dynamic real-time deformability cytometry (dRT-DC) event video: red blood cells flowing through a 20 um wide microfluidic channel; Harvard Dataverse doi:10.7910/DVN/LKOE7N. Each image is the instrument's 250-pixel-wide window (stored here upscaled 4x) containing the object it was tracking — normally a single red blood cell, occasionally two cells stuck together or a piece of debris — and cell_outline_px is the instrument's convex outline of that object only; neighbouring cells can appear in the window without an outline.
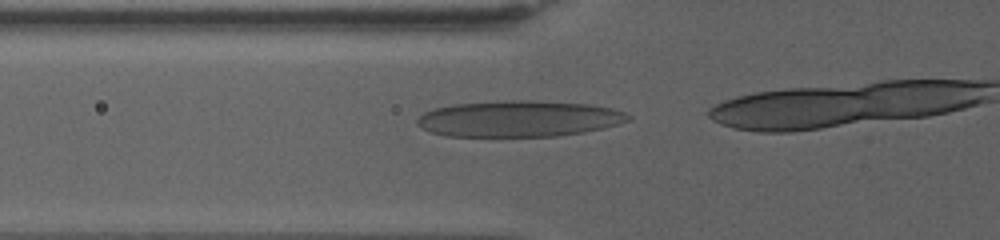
{"species": "human", "species_latin": "Homo sapiens", "temperature_condition": "warm", "stored_images_in_passage": 29, "camera_frame_rate_fps": 3000, "um_per_image_px": 0.085, "donor": {"sex": "female"}, "frame": {"image": 1, "passage_image": 23, "time_ms": 7.333, "image_size_px": [1000, 240], "cell_outline_px": [[632, 120], [584, 132], [556, 136], [448, 136], [432, 132], [416, 124], [416, 120], [424, 112], [436, 108], [452, 104], [500, 100], [532, 100], [588, 104], [612, 108], [624, 112], [632, 116]], "centroid_in_image_um": [44.11, 10.08], "position_along_channel_um": 81.7, "area_um2": 44.45}}
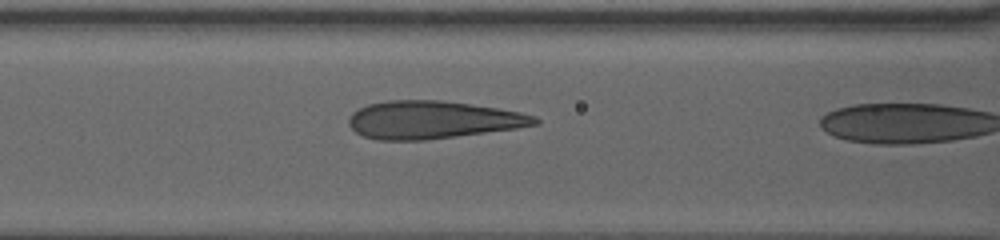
{"frame": {"image": 2, "passage_image": 28, "time_ms": 9.0, "image_size_px": [1000, 240], "cell_outline_px": [[540, 124], [516, 128], [424, 140], [376, 140], [364, 136], [356, 132], [348, 124], [348, 120], [352, 112], [368, 104], [388, 100], [440, 100], [496, 108], [520, 112], [536, 116], [540, 120]], "centroid_in_image_um": [36.75, 10.18], "position_along_channel_um": 129.8, "area_um2": 40.69}}